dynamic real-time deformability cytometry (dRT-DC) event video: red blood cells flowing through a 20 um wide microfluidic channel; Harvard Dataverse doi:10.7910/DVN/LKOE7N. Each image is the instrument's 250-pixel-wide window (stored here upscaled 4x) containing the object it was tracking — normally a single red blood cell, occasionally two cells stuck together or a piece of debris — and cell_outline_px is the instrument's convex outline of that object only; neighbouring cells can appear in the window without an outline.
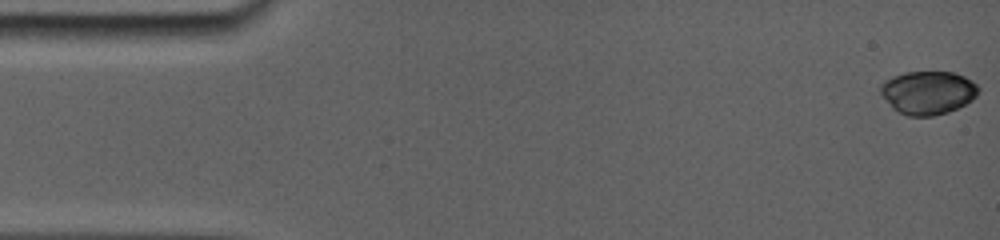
{"species": "common noctule bat (a hibernating species)", "species_latin": "Nyctalus noctula", "temperature_condition": "room temperature", "stored_images_in_passage": 56, "camera_frame_rate_fps": 5000, "um_per_image_px": 0.085, "animal": {"sex": "female", "body_mass_g": 19.0, "forearm_length_mm": 56.7}, "frame": {"image": 1, "passage_image": 1, "time_ms": 0.0, "image_size_px": [1000, 240], "cell_outline_px": [[980, 92], [972, 100], [948, 112], [932, 116], [912, 116], [900, 112], [892, 108], [880, 92], [880, 84], [884, 80], [892, 76], [904, 72], [952, 72], [964, 76], [972, 80], [980, 88]], "centroid_in_image_um": [78.88, 7.85], "position_along_channel_um": 6.1, "area_um2": 24.74}}
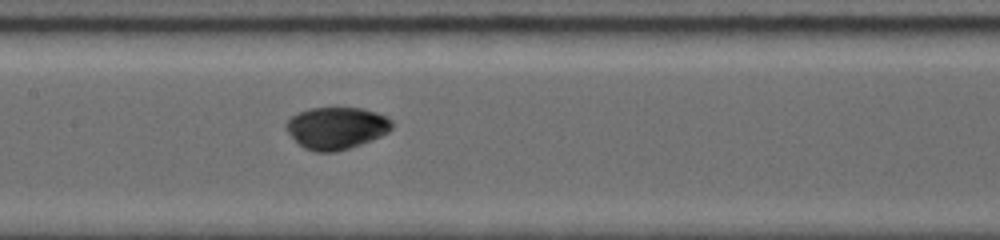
{"frame": {"image": 2, "passage_image": 25, "time_ms": 7.8, "image_size_px": [1000, 240], "cell_outline_px": [[392, 128], [388, 132], [380, 136], [348, 148], [336, 152], [316, 152], [304, 148], [288, 132], [288, 120], [292, 116], [300, 112], [312, 108], [364, 108], [388, 116], [392, 120]], "centroid_in_image_um": [28.64, 10.87], "position_along_channel_um": 178.8, "area_um2": 25.55}}
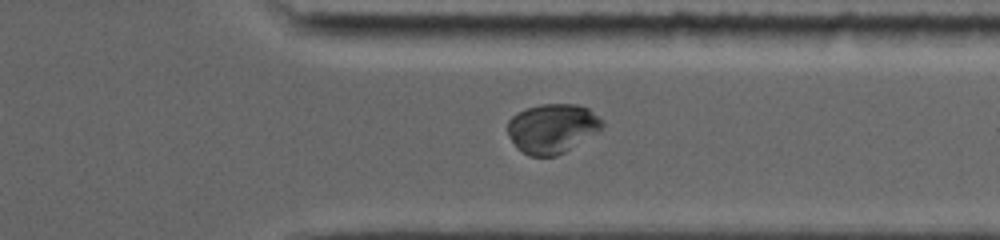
{"frame": {"image": 3, "passage_image": 48, "time_ms": 12.6, "image_size_px": [1000, 240], "cell_outline_px": [[604, 124], [596, 132], [564, 152], [556, 156], [528, 156], [508, 136], [508, 120], [516, 112], [524, 108], [540, 104], [576, 104], [588, 108], [604, 120]], "centroid_in_image_um": [46.93, 10.89], "position_along_channel_um": 364.5, "area_um2": 27.05}, "authors_computed_cell_mechanics": {"area_um2": 26.2123, "velocity_mm_per_s": 3.8657, "shape_relaxation_time_tau1_ms": 6.218, "shape_relaxation_time_tau2_ms": null, "deformation_change_tau1": 0.1576, "deformation_change_tau2": null}}